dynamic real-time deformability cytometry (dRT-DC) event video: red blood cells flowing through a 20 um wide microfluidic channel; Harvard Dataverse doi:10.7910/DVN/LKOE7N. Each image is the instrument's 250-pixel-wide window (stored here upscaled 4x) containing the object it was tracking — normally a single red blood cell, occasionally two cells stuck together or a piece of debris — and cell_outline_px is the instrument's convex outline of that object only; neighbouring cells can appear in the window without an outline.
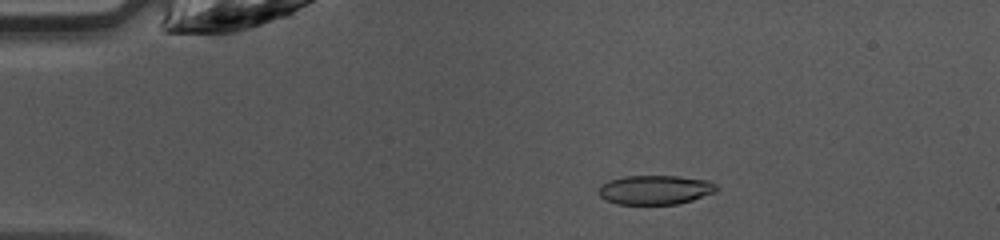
{"species": "common noctule bat (a hibernating species)", "species_latin": "Nyctalus noctula", "temperature_condition": "warm", "stored_images_in_passage": 43, "camera_frame_rate_fps": 3000, "um_per_image_px": 0.085, "animal": {"sex": "female", "body_mass_g": 10.0, "forearm_length_mm": 53.1}, "frame": {"image": 1, "passage_image": 5, "time_ms": 1.333, "image_size_px": [1000, 240], "cell_outline_px": [[720, 188], [716, 192], [692, 200], [676, 204], [616, 204], [604, 200], [596, 192], [596, 188], [600, 184], [608, 180], [624, 176], [680, 176], [708, 180], [716, 184]], "centroid_in_image_um": [55.65, 16.13], "position_along_channel_um": 29.4, "area_um2": 20.52}}
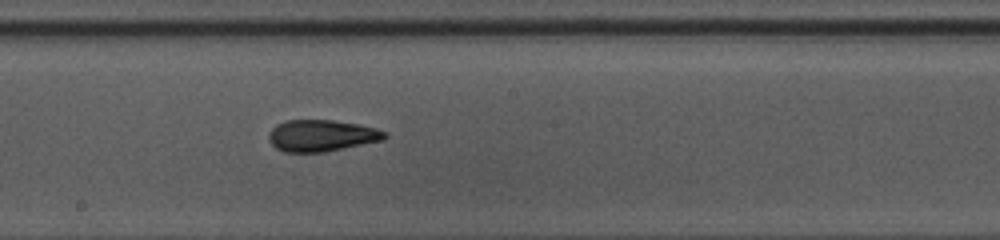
{"frame": {"image": 2, "passage_image": 22, "time_ms": 7.0, "image_size_px": [1000, 240], "cell_outline_px": [[388, 136], [384, 140], [324, 152], [284, 152], [276, 148], [268, 140], [268, 132], [276, 124], [284, 120], [332, 120], [360, 124], [376, 128], [388, 132]], "centroid_in_image_um": [27.34, 11.52], "position_along_channel_um": 220.9, "area_um2": 21.62}}
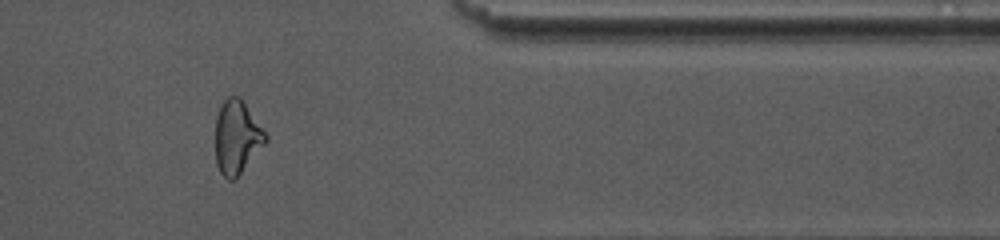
{"frame": {"image": 3, "passage_image": 35, "time_ms": 11.333, "image_size_px": [1000, 240], "cell_outline_px": [[268, 140], [236, 180], [228, 180], [220, 172], [216, 164], [216, 116], [224, 100], [228, 96], [240, 96], [268, 136]], "centroid_in_image_um": [20.14, 11.69], "position_along_channel_um": 391.3, "area_um2": 21.56}, "authors_computed_cell_mechanics": {"area_um2": 21.2704, "velocity_mm_per_s": 4.2921, "shape_relaxation_time_tau1_ms": 7.8249, "shape_relaxation_time_tau2_ms": 1.9764, "deformation_change_tau1": 0.2188, "deformation_change_tau2": 0.1078}}